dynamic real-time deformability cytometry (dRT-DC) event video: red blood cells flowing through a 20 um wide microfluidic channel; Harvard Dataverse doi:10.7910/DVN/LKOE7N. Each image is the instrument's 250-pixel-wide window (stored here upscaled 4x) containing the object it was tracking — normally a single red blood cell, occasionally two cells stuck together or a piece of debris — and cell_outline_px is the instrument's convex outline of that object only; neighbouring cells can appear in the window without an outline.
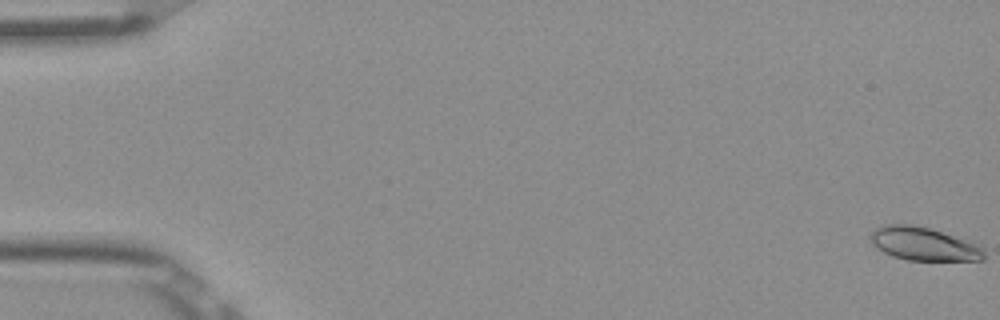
{"species": "Egyptian fruit bat (a non-hibernating species)", "species_latin": "Rousettus aegyptiacus", "temperature_condition": "room temperature", "stored_images_in_passage": 54, "camera_frame_rate_fps": 3000, "um_per_image_px": 0.085, "frame": {"image": 1, "passage_image": 1, "time_ms": 0.0, "image_size_px": [1000, 320], "cell_outline_px": [[984, 260], [908, 260], [892, 256], [876, 248], [872, 244], [868, 236], [876, 228], [888, 224], [912, 224], [928, 228], [972, 240], [984, 248]], "centroid_in_image_um": [78.53, 20.73], "position_along_channel_um": 6.5, "area_um2": 22.25}}
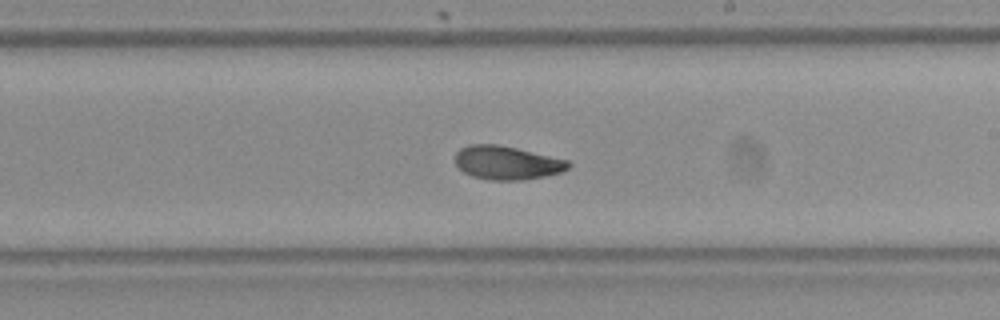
{"frame": {"image": 2, "passage_image": 32, "time_ms": 10.333, "image_size_px": [1000, 320], "cell_outline_px": [[572, 164], [568, 168], [560, 172], [544, 176], [520, 180], [488, 180], [472, 176], [464, 172], [456, 164], [456, 152], [460, 148], [468, 144], [496, 144], [516, 148], [568, 160]], "centroid_in_image_um": [43.07, 13.83], "position_along_channel_um": 245.9, "area_um2": 22.02}}
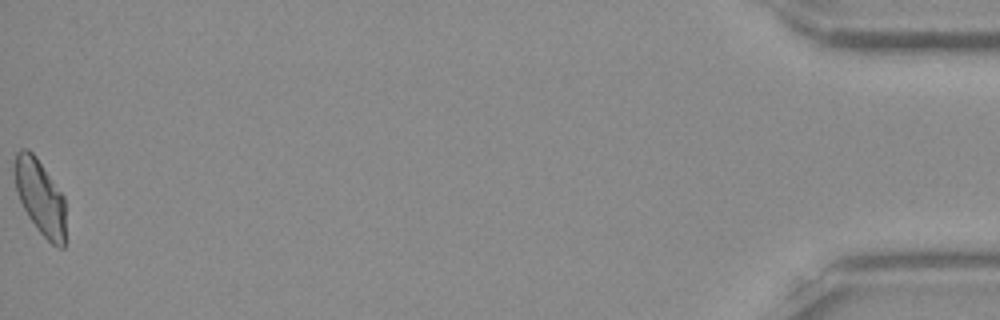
{"frame": {"image": 3, "passage_image": 54, "time_ms": 17.667, "image_size_px": [1000, 320], "cell_outline_px": [[64, 248], [60, 248], [52, 244], [36, 228], [28, 216], [20, 200], [16, 188], [12, 172], [16, 152], [20, 148], [28, 148], [36, 156], [64, 196]], "centroid_in_image_um": [3.38, 16.7], "position_along_channel_um": 431.8, "area_um2": 22.37}, "authors_computed_cell_mechanics": {"area_um2": 22.0507, "velocity_mm_per_s": 3.8687, "shape_relaxation_time_tau1_ms": 6.4981, "shape_relaxation_time_tau2_ms": 2.1469, "deformation_change_tau1": 0.1724, "deformation_change_tau2": 0.0758}}